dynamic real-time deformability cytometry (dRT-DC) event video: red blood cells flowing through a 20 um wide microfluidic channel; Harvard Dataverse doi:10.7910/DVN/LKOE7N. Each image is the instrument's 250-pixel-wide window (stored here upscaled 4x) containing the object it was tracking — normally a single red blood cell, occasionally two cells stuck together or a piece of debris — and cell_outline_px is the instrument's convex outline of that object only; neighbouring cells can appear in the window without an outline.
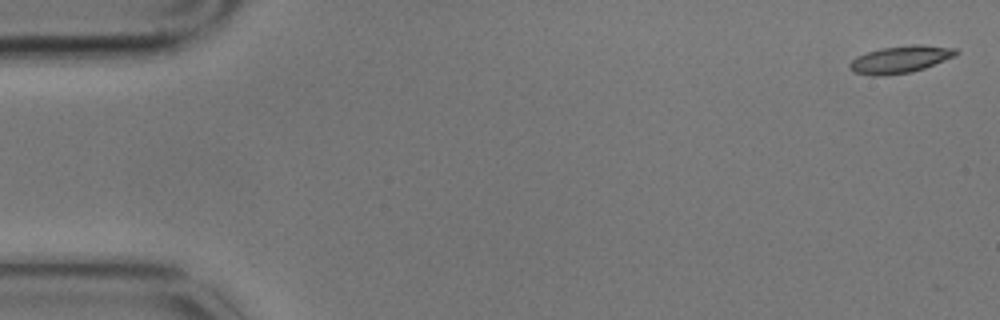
{"species": "common noctule bat (a hibernating species)", "species_latin": "Nyctalus noctula", "temperature_condition": "cold", "stored_images_in_passage": 11, "camera_frame_rate_fps": 3000, "um_per_image_px": 0.085, "animal": {"sex": "male", "body_mass_g": 17.9}, "frame": {"image": 1, "passage_image": 1, "time_ms": 0.0, "image_size_px": [1000, 320], "cell_outline_px": [[960, 52], [956, 56], [924, 68], [912, 72], [876, 76], [872, 76], [852, 72], [848, 68], [848, 64], [856, 56], [880, 48], [912, 44], [920, 44], [956, 48]], "centroid_in_image_um": [76.52, 5.04], "position_along_channel_um": 8.5, "area_um2": 17.05}}
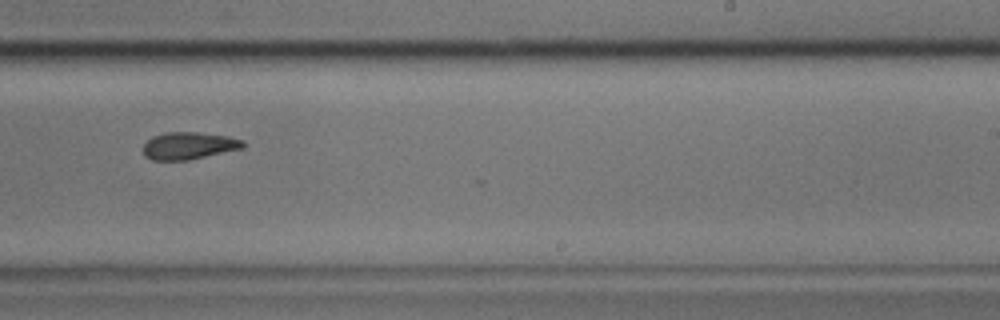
{"frame": {"image": 2, "passage_image": 10, "time_ms": 3.0, "image_size_px": [1000, 320], "cell_outline_px": [[244, 148], [188, 160], [152, 160], [144, 156], [144, 144], [152, 136], [164, 132], [196, 132], [228, 136], [244, 140]], "centroid_in_image_um": [16.05, 12.38], "position_along_channel_um": 273.0, "area_um2": 15.9}}
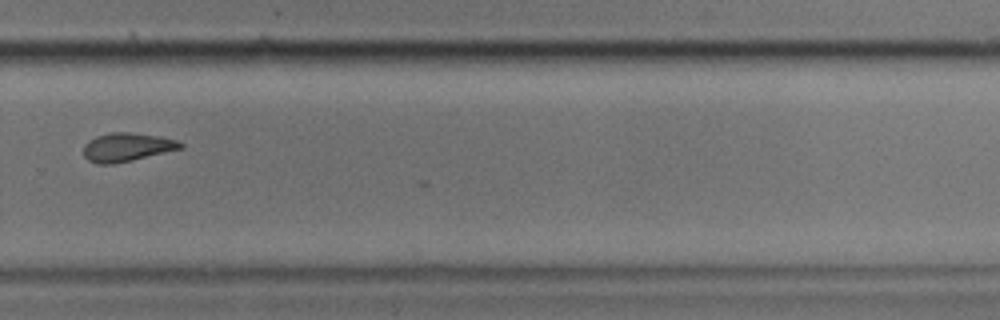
{"frame": {"image": 3, "passage_image": 11, "time_ms": 3.333, "image_size_px": [1000, 320], "cell_outline_px": [[184, 148], [132, 160], [112, 164], [96, 164], [88, 160], [84, 156], [84, 144], [88, 140], [96, 136], [112, 132], [132, 132], [160, 136], [176, 140], [184, 144]], "centroid_in_image_um": [10.79, 12.5], "position_along_channel_um": 319.0, "area_um2": 16.24}}